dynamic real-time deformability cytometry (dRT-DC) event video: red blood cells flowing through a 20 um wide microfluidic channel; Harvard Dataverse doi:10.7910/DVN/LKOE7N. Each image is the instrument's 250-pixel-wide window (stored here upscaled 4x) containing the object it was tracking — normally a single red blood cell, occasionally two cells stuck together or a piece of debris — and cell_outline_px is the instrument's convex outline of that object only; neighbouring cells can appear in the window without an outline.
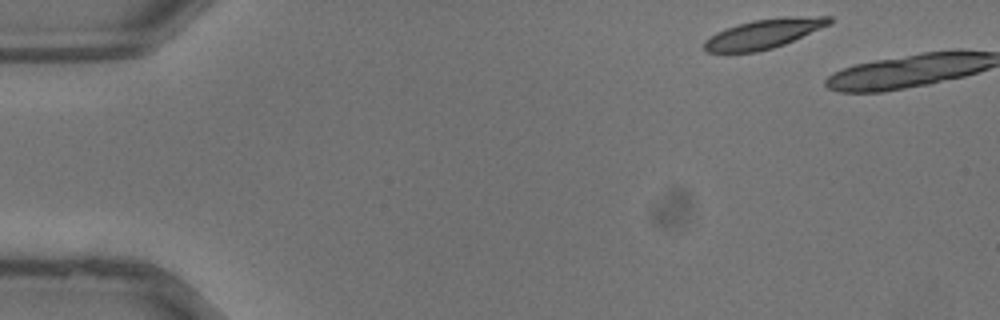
{"species": "common noctule bat (a hibernating species)", "species_latin": "Nyctalus noctula", "temperature_condition": "warm", "stored_images_in_passage": 2, "camera_frame_rate_fps": 3000, "um_per_image_px": 0.085, "animal": {"sex": "male", "body_mass_g": 13.3}, "frame": {"image": 1, "passage_image": 1, "time_ms": 0.0, "image_size_px": [1000, 320], "cell_outline_px": [[832, 24], [784, 44], [772, 48], [756, 52], [708, 52], [704, 48], [704, 40], [716, 32], [752, 20], [784, 16], [832, 16]], "centroid_in_image_um": [64.97, 2.85], "position_along_channel_um": 20.0, "area_um2": 21.44}}